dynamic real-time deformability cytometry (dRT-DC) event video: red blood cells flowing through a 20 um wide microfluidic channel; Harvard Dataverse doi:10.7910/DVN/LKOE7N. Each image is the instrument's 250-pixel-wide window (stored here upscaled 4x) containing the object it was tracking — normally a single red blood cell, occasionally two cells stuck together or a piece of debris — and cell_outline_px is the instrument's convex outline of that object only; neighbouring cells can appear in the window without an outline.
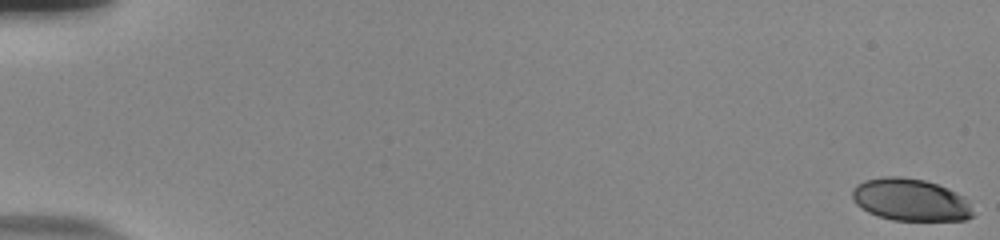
{"species": "human", "species_latin": "Homo sapiens", "temperature_condition": "room temperature", "stored_images_in_passage": 57, "camera_frame_rate_fps": 3000, "um_per_image_px": 0.085, "donor": {"sex": "male"}, "frame": {"image": 1, "passage_image": 1, "time_ms": 0.0, "image_size_px": [1000, 240], "cell_outline_px": [[972, 216], [964, 220], [892, 220], [868, 212], [860, 208], [852, 200], [852, 188], [856, 184], [864, 180], [884, 176], [900, 176], [924, 180], [948, 188], [964, 196], [972, 212]], "centroid_in_image_um": [77.33, 16.97], "position_along_channel_um": 7.7, "area_um2": 29.71}}
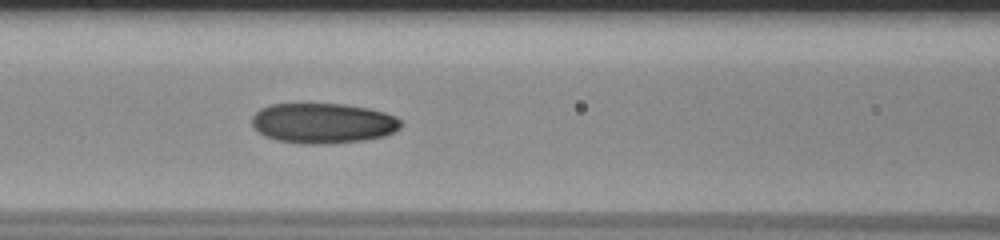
{"frame": {"image": 2, "passage_image": 27, "time_ms": 8.667, "image_size_px": [1000, 240], "cell_outline_px": [[400, 128], [384, 136], [364, 140], [324, 144], [304, 144], [276, 140], [264, 136], [256, 132], [252, 124], [252, 116], [260, 108], [272, 104], [344, 104], [368, 108], [384, 112], [396, 116], [400, 120]], "centroid_in_image_um": [27.42, 10.47], "position_along_channel_um": 139.2, "area_um2": 35.03}}
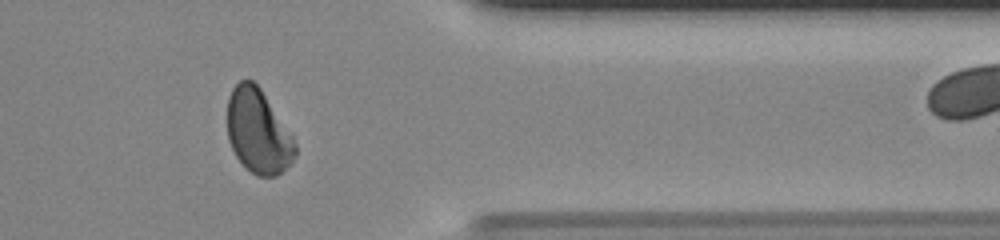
{"frame": {"image": 3, "passage_image": 48, "time_ms": 15.667, "image_size_px": [1000, 240], "cell_outline_px": [[296, 156], [276, 176], [256, 176], [236, 156], [228, 140], [228, 96], [232, 88], [240, 80], [252, 80], [260, 88], [292, 132], [296, 144]], "centroid_in_image_um": [21.96, 11.14], "position_along_channel_um": 389.4, "area_um2": 33.23}, "authors_computed_cell_mechanics": {"area_um2": 33.4084, "velocity_mm_per_s": 3.7347, "shape_relaxation_time_tau1_ms": 5.7779, "shape_relaxation_time_tau2_ms": 1.5956, "deformation_change_tau1": 0.1547, "deformation_change_tau2": 0.0577}}